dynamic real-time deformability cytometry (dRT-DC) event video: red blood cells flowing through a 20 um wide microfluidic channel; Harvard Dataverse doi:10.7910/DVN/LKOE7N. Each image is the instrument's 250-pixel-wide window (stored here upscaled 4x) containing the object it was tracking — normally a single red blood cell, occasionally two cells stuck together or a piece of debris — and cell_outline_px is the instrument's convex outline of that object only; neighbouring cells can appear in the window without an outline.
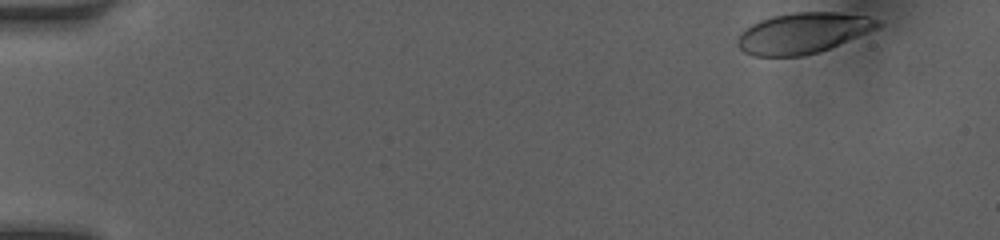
{"species": "human", "species_latin": "Homo sapiens", "temperature_condition": "room temperature", "stored_images_in_passage": 41, "camera_frame_rate_fps": 3000, "um_per_image_px": 0.085, "donor": {"sex": "female"}, "frame": {"image": 1, "passage_image": 1, "time_ms": 0.0, "image_size_px": [1000, 240], "cell_outline_px": [[880, 28], [828, 48], [804, 56], [752, 56], [744, 52], [736, 44], [736, 40], [740, 32], [752, 24], [760, 20], [772, 16], [792, 12], [836, 12], [868, 16], [880, 20]], "centroid_in_image_um": [68.23, 2.8], "position_along_channel_um": 16.8, "area_um2": 33.29}}
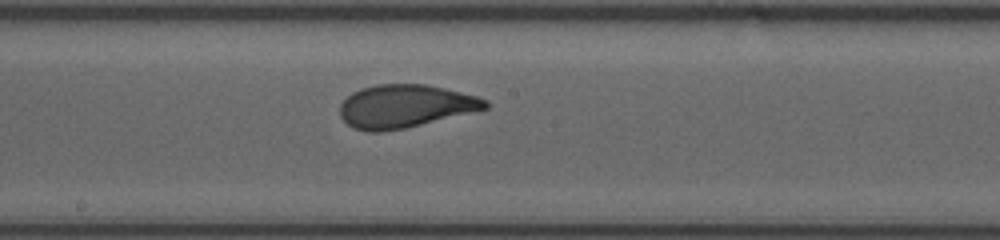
{"frame": {"image": 2, "passage_image": 25, "time_ms": 8.0, "image_size_px": [1000, 240], "cell_outline_px": [[488, 108], [404, 128], [380, 132], [368, 132], [352, 128], [340, 116], [340, 104], [352, 92], [360, 88], [376, 84], [424, 84], [444, 88], [476, 96], [488, 100]], "centroid_in_image_um": [34.39, 9.02], "position_along_channel_um": 213.8, "area_um2": 36.24}}
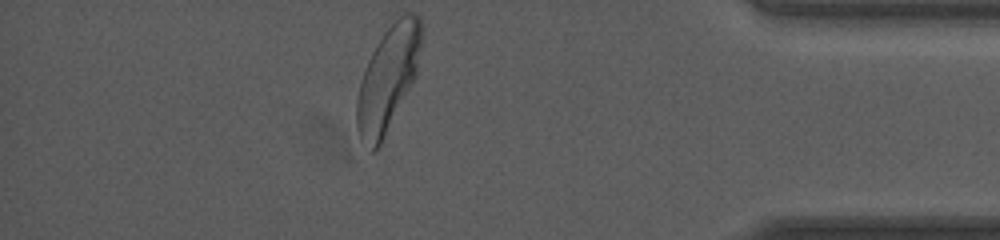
{"frame": {"image": 3, "passage_image": 41, "time_ms": 13.333, "image_size_px": [1000, 240], "cell_outline_px": [[424, 24], [416, 72], [380, 144], [372, 152], [360, 140], [356, 128], [356, 100], [360, 84], [368, 60], [376, 44], [384, 32], [404, 12], [412, 12], [420, 16]], "centroid_in_image_um": [32.96, 6.63], "position_along_channel_um": 402.2, "area_um2": 38.67}, "authors_computed_cell_mechanics": {"area_um2": 36.2984, "velocity_mm_per_s": 4.1491, "shape_relaxation_time_tau1_ms": 3.7189, "shape_relaxation_time_tau2_ms": null, "deformation_change_tau1": 0.1737, "deformation_change_tau2": null}}